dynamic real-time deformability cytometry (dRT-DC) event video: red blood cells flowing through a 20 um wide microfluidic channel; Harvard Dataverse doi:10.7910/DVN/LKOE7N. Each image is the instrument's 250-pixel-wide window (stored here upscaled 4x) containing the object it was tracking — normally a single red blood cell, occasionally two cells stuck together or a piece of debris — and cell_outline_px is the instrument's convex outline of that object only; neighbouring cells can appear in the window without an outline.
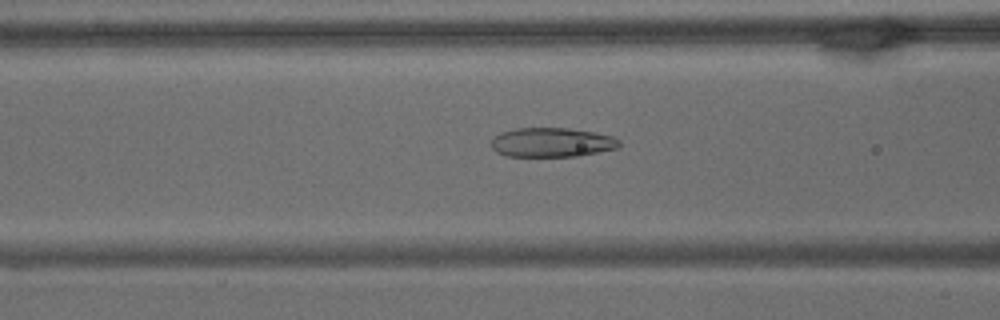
{"species": "common noctule bat (a hibernating species)", "species_latin": "Nyctalus noctula", "temperature_condition": "warm", "stored_images_in_passage": 62, "camera_frame_rate_fps": 3000, "um_per_image_px": 0.085, "animal": {"sex": "male", "body_mass_g": 15.6}, "frame": {"image": 1, "passage_image": 24, "time_ms": 7.667, "image_size_px": [1000, 320], "cell_outline_px": [[620, 144], [616, 148], [576, 156], [508, 156], [496, 152], [492, 148], [492, 140], [500, 132], [516, 128], [568, 128], [596, 132], [612, 136], [620, 140]], "centroid_in_image_um": [46.9, 12.09], "position_along_channel_um": 119.7, "area_um2": 21.73}}
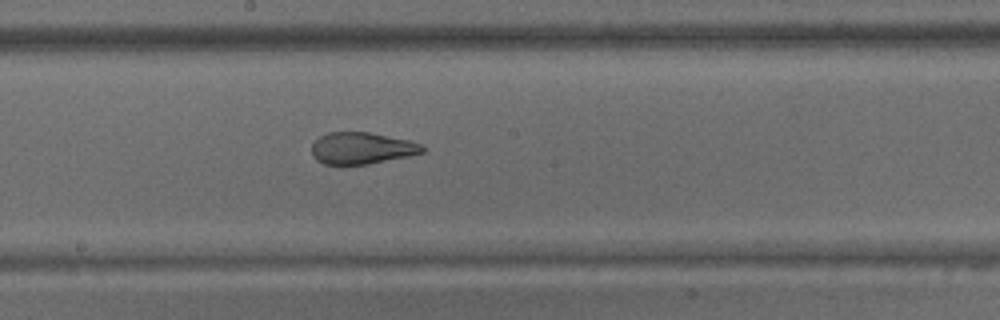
{"frame": {"image": 2, "passage_image": 33, "time_ms": 10.667, "image_size_px": [1000, 320], "cell_outline_px": [[424, 152], [408, 156], [368, 164], [324, 164], [316, 160], [312, 156], [312, 144], [320, 136], [328, 132], [368, 132], [408, 140], [424, 144]], "centroid_in_image_um": [30.74, 12.59], "position_along_channel_um": 217.5, "area_um2": 20.4}}
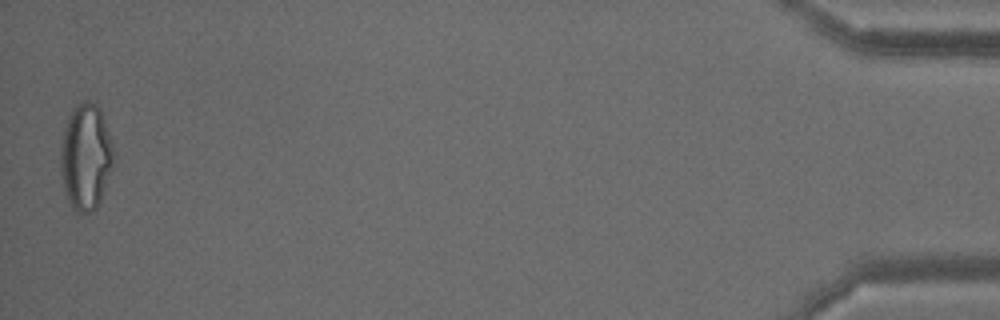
{"frame": {"image": 3, "passage_image": 61, "time_ms": 20.0, "image_size_px": [1000, 320], "cell_outline_px": [[116, 156], [112, 168], [100, 200], [96, 208], [92, 212], [76, 212], [68, 204], [60, 176], [60, 144], [68, 112], [80, 100], [88, 100], [96, 104], [100, 108], [112, 140]], "centroid_in_image_um": [7.27, 13.3], "position_along_channel_um": 427.9, "area_um2": 33.76}, "authors_computed_cell_mechanics": {"area_um2": 25.721, "velocity_mm_per_s": 3.2534, "shape_relaxation_time_tau1_ms": null, "shape_relaxation_time_tau2_ms": 1.5561, "deformation_change_tau1": null, "deformation_change_tau2": 0.0799}}